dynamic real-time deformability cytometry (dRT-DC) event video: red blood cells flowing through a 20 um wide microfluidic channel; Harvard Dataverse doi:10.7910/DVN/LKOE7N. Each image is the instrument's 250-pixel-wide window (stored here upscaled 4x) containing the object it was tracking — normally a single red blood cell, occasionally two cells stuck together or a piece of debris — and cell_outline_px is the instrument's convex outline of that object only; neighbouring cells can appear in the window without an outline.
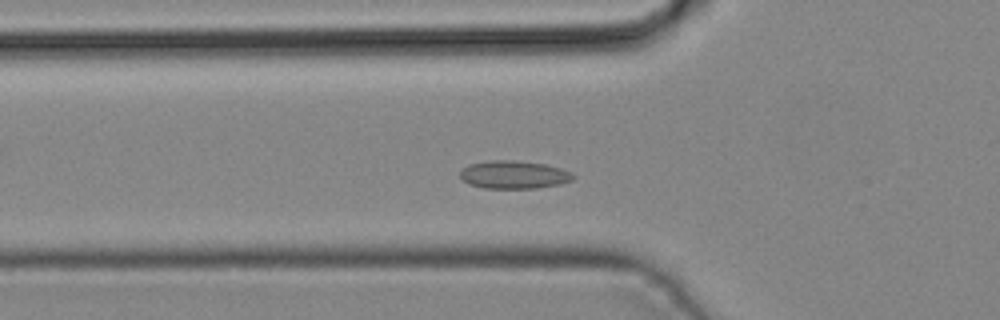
{"species": "common noctule bat (a hibernating species)", "species_latin": "Nyctalus noctula", "temperature_condition": "cold", "stored_images_in_passage": 36, "camera_frame_rate_fps": 3000, "um_per_image_px": 0.085, "animal": {"sex": "male", "body_mass_g": 19.2, "forearm_length_mm": 51.8}, "frame": {"image": 1, "passage_image": 7, "time_ms": 2.0, "image_size_px": [1000, 320], "cell_outline_px": [[576, 176], [572, 180], [560, 184], [536, 188], [484, 188], [468, 184], [460, 176], [460, 172], [468, 164], [492, 160], [512, 160], [544, 164], [560, 168], [572, 172]], "centroid_in_image_um": [43.69, 14.85], "position_along_channel_um": 82.1, "area_um2": 18.38}}
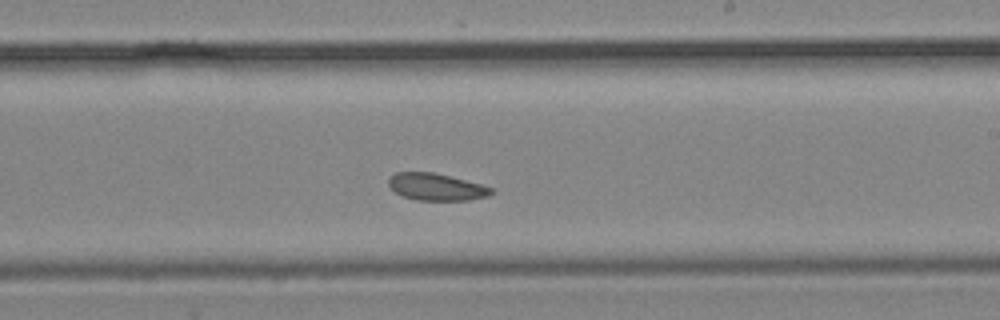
{"frame": {"image": 2, "passage_image": 18, "time_ms": 5.667, "image_size_px": [1000, 320], "cell_outline_px": [[496, 192], [488, 196], [468, 200], [416, 200], [404, 196], [396, 192], [388, 184], [388, 176], [396, 172], [432, 172], [480, 184], [492, 188]], "centroid_in_image_um": [37.07, 15.89], "position_along_channel_um": 251.9, "area_um2": 16.07}}
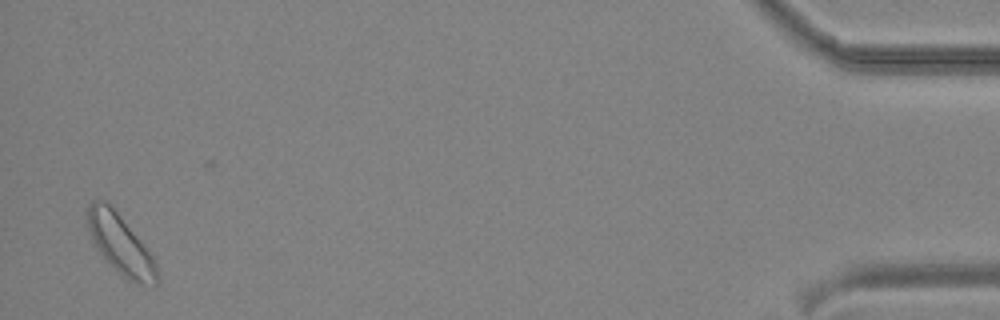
{"frame": {"image": 3, "passage_image": 35, "time_ms": 11.333, "image_size_px": [1000, 320], "cell_outline_px": [[160, 284], [136, 284], [128, 280], [100, 252], [92, 240], [88, 228], [88, 204], [92, 200], [104, 200], [116, 212], [136, 236], [152, 256], [156, 264], [160, 280]], "centroid_in_image_um": [10.26, 20.8], "position_along_channel_um": 424.9, "area_um2": 23.12}}